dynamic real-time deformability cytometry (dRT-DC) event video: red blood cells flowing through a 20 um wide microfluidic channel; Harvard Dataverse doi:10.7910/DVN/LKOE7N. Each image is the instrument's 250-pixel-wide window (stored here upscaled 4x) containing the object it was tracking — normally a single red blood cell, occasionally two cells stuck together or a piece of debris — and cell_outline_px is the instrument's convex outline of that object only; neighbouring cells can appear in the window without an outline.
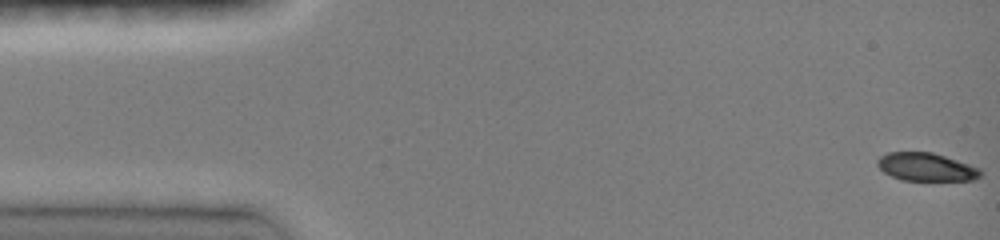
{"species": "common noctule bat (a hibernating species)", "species_latin": "Nyctalus noctula", "temperature_condition": "room temperature", "stored_images_in_passage": 47, "camera_frame_rate_fps": 3000, "um_per_image_px": 0.085, "animal": {"sex": "female", "body_mass_g": 19.0, "forearm_length_mm": 51.5}, "frame": {"image": 1, "passage_image": 1, "time_ms": 0.0, "image_size_px": [1000, 240], "cell_outline_px": [[980, 176], [976, 180], [900, 180], [884, 172], [876, 164], [876, 160], [880, 156], [888, 152], [932, 152], [980, 168]], "centroid_in_image_um": [78.69, 14.19], "position_along_channel_um": 6.3, "area_um2": 16.76}}
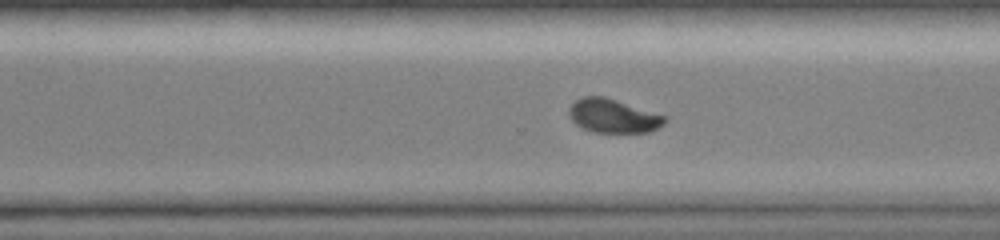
{"frame": {"image": 2, "passage_image": 33, "time_ms": 10.667, "image_size_px": [1000, 240], "cell_outline_px": [[668, 120], [664, 124], [648, 132], [596, 132], [584, 128], [576, 124], [568, 116], [568, 108], [576, 100], [584, 96], [604, 96], [664, 116]], "centroid_in_image_um": [52.07, 9.85], "position_along_channel_um": 318.5, "area_um2": 18.5}}
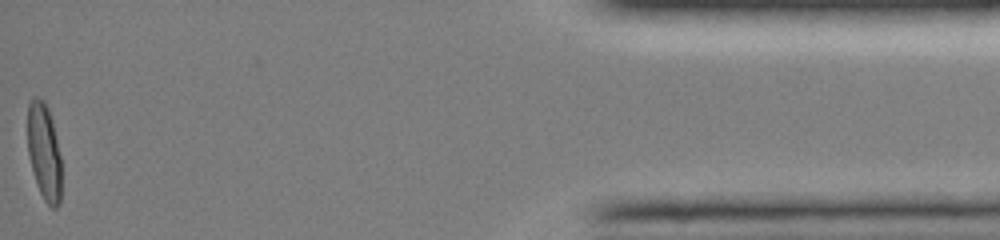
{"frame": {"image": 3, "passage_image": 47, "time_ms": 15.333, "image_size_px": [1000, 240], "cell_outline_px": [[60, 204], [56, 208], [52, 208], [44, 200], [40, 192], [32, 168], [28, 152], [28, 100], [32, 96], [36, 96], [44, 100], [48, 108], [52, 120], [60, 156]], "centroid_in_image_um": [3.74, 12.85], "position_along_channel_um": 431.5, "area_um2": 18.9}, "authors_computed_cell_mechanics": {"area_um2": 19.074, "velocity_mm_per_s": 4.1151, "shape_relaxation_time_tau1_ms": 4.0376, "shape_relaxation_time_tau2_ms": 4.2505, "deformation_change_tau1": 0.1674, "deformation_change_tau2": 0.0416}}